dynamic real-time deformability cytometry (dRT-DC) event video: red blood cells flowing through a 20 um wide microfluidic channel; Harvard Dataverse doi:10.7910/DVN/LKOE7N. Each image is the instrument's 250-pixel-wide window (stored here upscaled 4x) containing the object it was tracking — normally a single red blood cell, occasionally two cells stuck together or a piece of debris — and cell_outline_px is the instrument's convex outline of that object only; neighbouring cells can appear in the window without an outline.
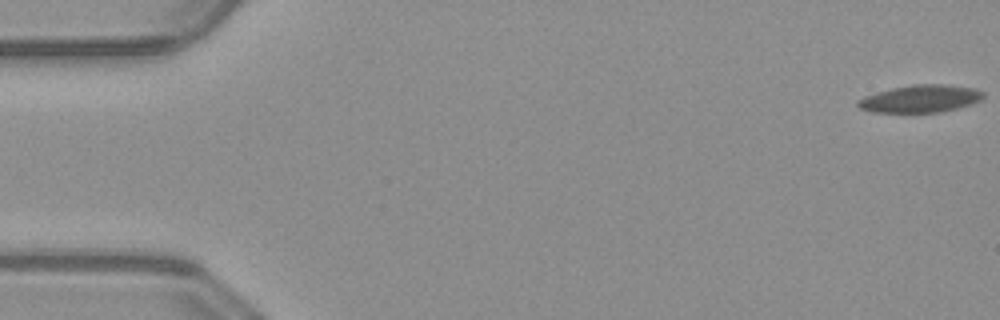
{"species": "common noctule bat (a hibernating species)", "species_latin": "Nyctalus noctula", "temperature_condition": "warm", "stored_images_in_passage": 53, "camera_frame_rate_fps": 3000, "um_per_image_px": 0.085, "animal": {"sex": "male", "body_mass_g": 23.1, "forearm_length_mm": 52.7}, "frame": {"image": 1, "passage_image": 1, "time_ms": 0.0, "image_size_px": [1000, 320], "cell_outline_px": [[984, 96], [976, 100], [952, 108], [932, 112], [884, 112], [864, 108], [856, 104], [860, 100], [868, 96], [896, 88], [968, 88], [980, 92]], "centroid_in_image_um": [78.14, 8.47], "position_along_channel_um": 6.9, "area_um2": 16.94}}
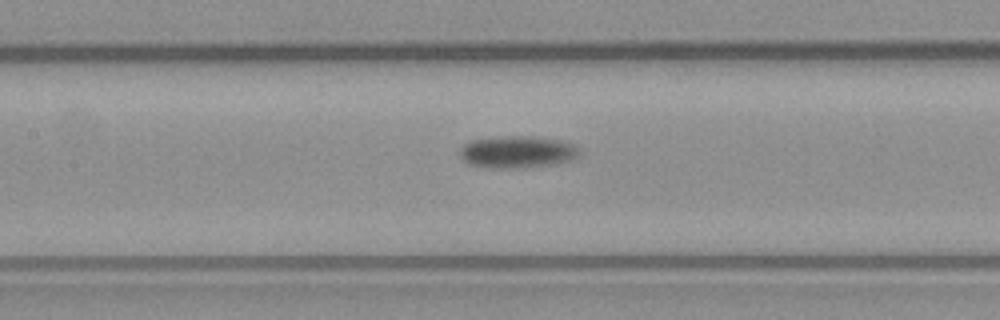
{"frame": {"image": 2, "passage_image": 25, "time_ms": 8.0, "image_size_px": [1000, 320], "cell_outline_px": [[576, 152], [568, 160], [556, 164], [516, 168], [488, 168], [468, 164], [464, 160], [464, 144], [476, 140], [508, 136], [532, 136], [556, 140], [572, 144], [576, 148]], "centroid_in_image_um": [43.95, 12.93], "position_along_channel_um": 163.5, "area_um2": 21.33}}
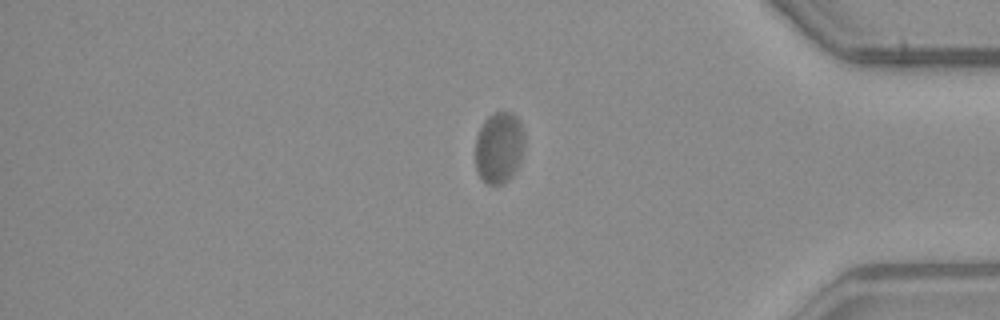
{"frame": {"image": 3, "passage_image": 45, "time_ms": 14.667, "image_size_px": [1000, 320], "cell_outline_px": [[520, 152], [516, 168], [500, 184], [488, 184], [480, 176], [476, 168], [476, 136], [484, 120], [488, 116], [496, 112], [512, 112], [516, 116], [520, 124]], "centroid_in_image_um": [42.33, 12.5], "position_along_channel_um": 392.9, "area_um2": 19.19}, "authors_computed_cell_mechanics": {"area_um2": 20.1722, "velocity_mm_per_s": 3.8941, "shape_relaxation_time_tau1_ms": 4.2545, "shape_relaxation_time_tau2_ms": null, "deformation_change_tau1": 0.1088, "deformation_change_tau2": null}}